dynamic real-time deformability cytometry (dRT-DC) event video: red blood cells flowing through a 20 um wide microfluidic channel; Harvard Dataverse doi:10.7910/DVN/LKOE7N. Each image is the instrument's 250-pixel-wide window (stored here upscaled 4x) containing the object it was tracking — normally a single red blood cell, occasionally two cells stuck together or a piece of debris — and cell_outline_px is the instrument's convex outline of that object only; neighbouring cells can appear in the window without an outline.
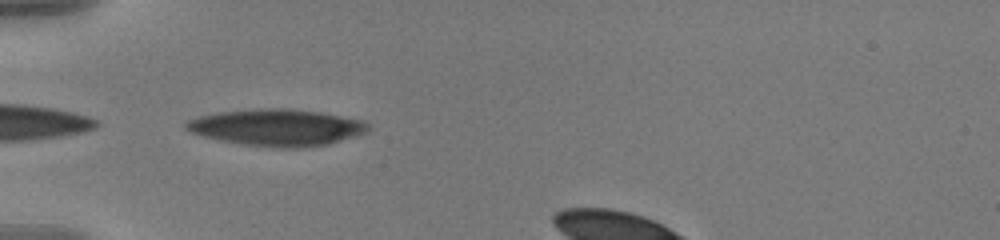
{"species": "human", "species_latin": "Homo sapiens", "temperature_condition": "warm", "stored_images_in_passage": 36, "camera_frame_rate_fps": 3000, "um_per_image_px": 0.085, "donor": {"sex": "male"}, "frame": {"image": 1, "passage_image": 1, "time_ms": 0.0, "image_size_px": [1000, 240], "cell_outline_px": [[372, 128], [368, 132], [328, 144], [300, 148], [280, 148], [244, 144], [204, 136], [192, 132], [184, 128], [184, 120], [200, 116], [220, 112], [256, 108], [292, 108], [320, 112], [364, 120]], "centroid_in_image_um": [23.57, 10.82], "position_along_channel_um": 61.4, "area_um2": 39.02}}
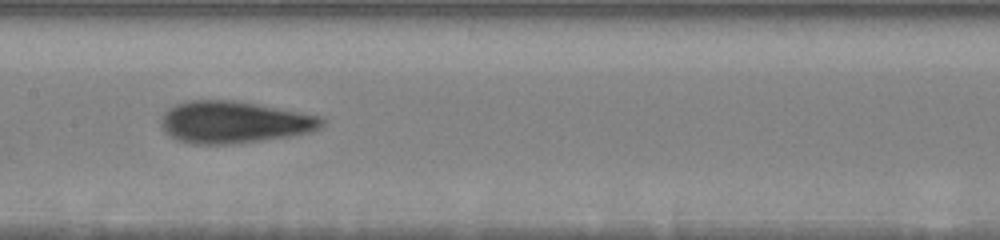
{"frame": {"image": 2, "passage_image": 12, "time_ms": 3.667, "image_size_px": [1000, 240], "cell_outline_px": [[324, 124], [320, 128], [312, 132], [288, 136], [260, 140], [224, 144], [192, 144], [176, 140], [160, 124], [160, 116], [168, 108], [176, 104], [188, 100], [236, 100], [320, 116], [324, 120]], "centroid_in_image_um": [19.87, 10.37], "position_along_channel_um": 187.5, "area_um2": 39.13}}
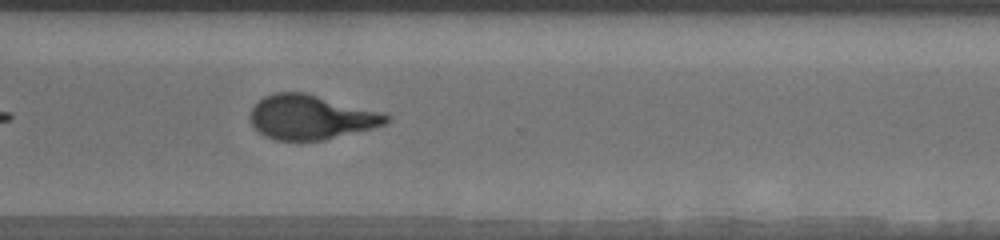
{"frame": {"image": 3, "passage_image": 25, "time_ms": 8.0, "image_size_px": [1000, 240], "cell_outline_px": [[392, 120], [388, 124], [324, 140], [276, 140], [264, 136], [252, 124], [252, 108], [264, 96], [272, 92], [304, 92], [384, 112]], "centroid_in_image_um": [26.48, 9.95], "position_along_channel_um": 344.1, "area_um2": 35.14}}